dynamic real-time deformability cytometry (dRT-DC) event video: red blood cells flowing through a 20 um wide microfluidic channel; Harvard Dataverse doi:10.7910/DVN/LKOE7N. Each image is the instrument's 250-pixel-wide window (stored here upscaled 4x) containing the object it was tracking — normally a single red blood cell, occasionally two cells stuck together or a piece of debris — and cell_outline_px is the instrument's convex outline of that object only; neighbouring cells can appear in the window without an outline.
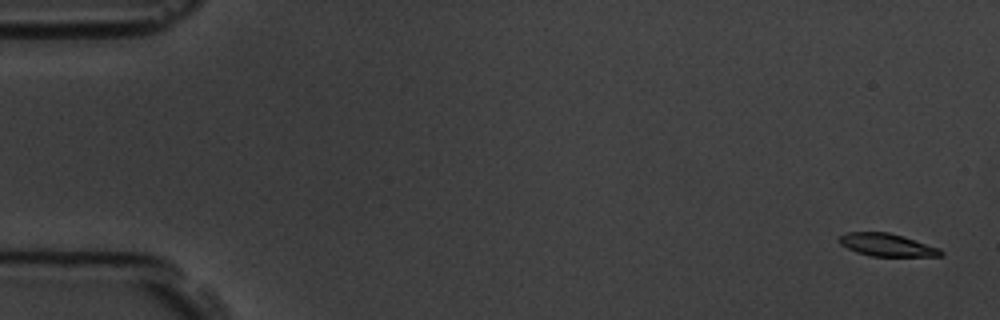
{"species": "common noctule bat (a hibernating species)", "species_latin": "Nyctalus noctula", "temperature_condition": "room temperature", "stored_images_in_passage": 5, "camera_frame_rate_fps": 3000, "um_per_image_px": 0.085, "animal": {"sex": "male", "body_mass_g": 19.5, "forearm_length_mm": 54.6}, "frame": {"image": 1, "passage_image": 1, "time_ms": 0.0, "image_size_px": [1000, 320], "cell_outline_px": [[944, 256], [872, 256], [856, 252], [840, 244], [840, 236], [848, 232], [888, 232], [904, 236], [940, 248], [944, 252]], "centroid_in_image_um": [75.44, 20.82], "position_along_channel_um": 9.6, "area_um2": 13.41}}
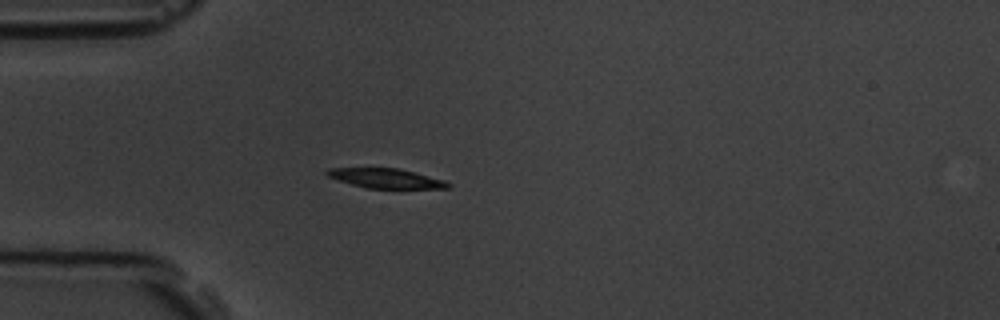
{"frame": {"image": 2, "passage_image": 5, "time_ms": 4.667, "image_size_px": [1000, 320], "cell_outline_px": [[452, 188], [368, 188], [336, 180], [328, 176], [324, 172], [328, 168], [396, 168], [444, 180], [452, 184]], "centroid_in_image_um": [32.78, 15.16], "position_along_channel_um": 52.2, "area_um2": 13.64}}